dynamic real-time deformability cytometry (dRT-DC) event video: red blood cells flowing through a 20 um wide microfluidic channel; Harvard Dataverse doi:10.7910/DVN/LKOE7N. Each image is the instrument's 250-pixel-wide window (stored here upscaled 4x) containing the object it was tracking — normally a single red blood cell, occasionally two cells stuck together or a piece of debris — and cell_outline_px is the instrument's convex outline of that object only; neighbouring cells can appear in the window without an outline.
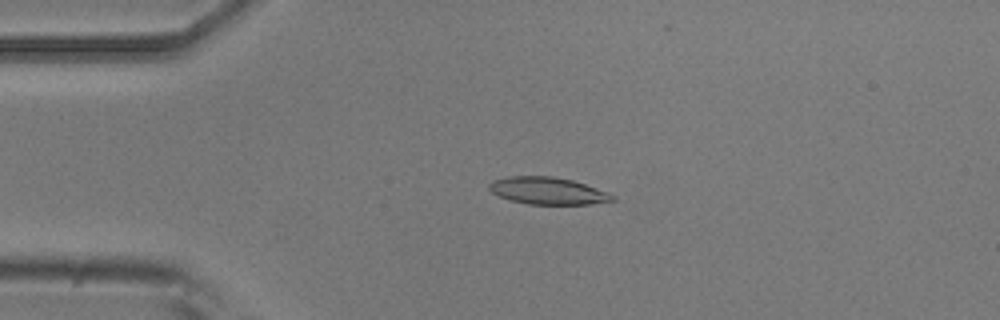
{"species": "common noctule bat (a hibernating species)", "species_latin": "Nyctalus noctula", "temperature_condition": "room temperature", "stored_images_in_passage": 2, "camera_frame_rate_fps": 3000, "um_per_image_px": 0.085, "animal": {"sex": "male", "body_mass_g": 20.5, "forearm_length_mm": 52.5}, "frame": {"image": 1, "passage_image": 1, "time_ms": 0.0, "image_size_px": [1000, 320], "cell_outline_px": [[616, 200], [592, 204], [528, 204], [512, 200], [500, 196], [492, 192], [488, 188], [488, 184], [492, 180], [508, 176], [552, 176], [572, 180], [608, 192], [616, 196]], "centroid_in_image_um": [46.57, 16.21], "position_along_channel_um": 38.4, "area_um2": 19.48}}